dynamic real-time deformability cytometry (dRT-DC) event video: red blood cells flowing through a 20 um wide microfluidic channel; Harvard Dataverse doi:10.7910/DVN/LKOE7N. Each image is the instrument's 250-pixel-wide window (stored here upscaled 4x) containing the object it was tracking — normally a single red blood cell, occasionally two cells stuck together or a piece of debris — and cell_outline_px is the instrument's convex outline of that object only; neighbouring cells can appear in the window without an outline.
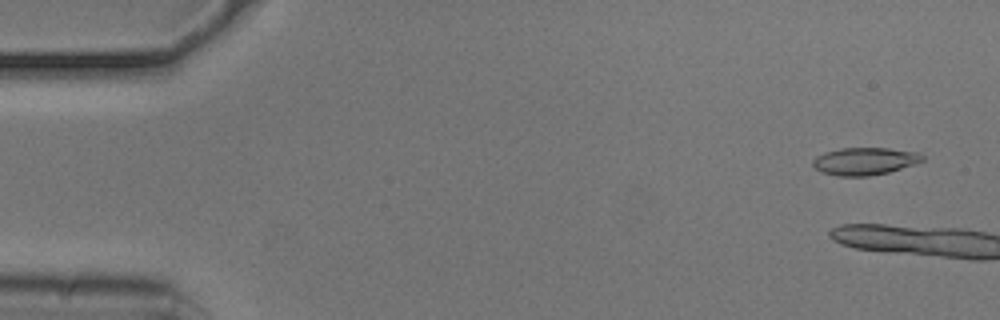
{"species": "common noctule bat (a hibernating species)", "species_latin": "Nyctalus noctula", "temperature_condition": "cold", "stored_images_in_passage": 13, "camera_frame_rate_fps": 3000, "um_per_image_px": 0.085, "animal": {"sex": "male", "body_mass_g": 20.5, "forearm_length_mm": 52.5}, "frame": {"image": 1, "passage_image": 3, "time_ms": 0.667, "image_size_px": [1000, 320], "cell_outline_px": [[924, 160], [916, 164], [888, 172], [868, 176], [836, 176], [820, 172], [812, 164], [812, 160], [816, 156], [824, 152], [840, 148], [888, 148], [916, 152], [924, 156]], "centroid_in_image_um": [73.48, 13.7], "position_along_channel_um": 11.5, "area_um2": 17.63}}